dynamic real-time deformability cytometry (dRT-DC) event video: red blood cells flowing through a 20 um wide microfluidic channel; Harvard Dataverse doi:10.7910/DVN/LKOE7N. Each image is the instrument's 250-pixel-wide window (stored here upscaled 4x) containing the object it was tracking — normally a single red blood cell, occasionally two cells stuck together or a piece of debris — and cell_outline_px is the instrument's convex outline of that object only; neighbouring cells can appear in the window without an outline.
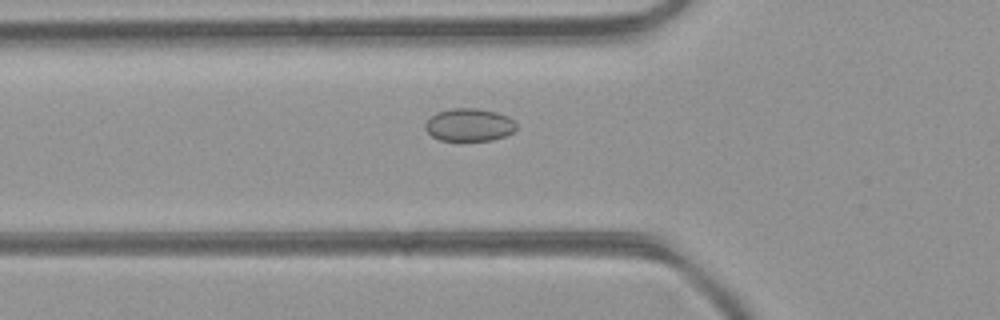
{"species": "common noctule bat (a hibernating species)", "species_latin": "Nyctalus noctula", "temperature_condition": "room temperature", "stored_images_in_passage": 37, "camera_frame_rate_fps": 3000, "um_per_image_px": 0.085, "animal": {"sex": "female", "body_mass_g": 21.9}, "frame": {"image": 1, "passage_image": 6, "time_ms": 1.667, "image_size_px": [1000, 320], "cell_outline_px": [[516, 128], [512, 132], [504, 136], [492, 140], [440, 140], [432, 136], [424, 128], [424, 124], [436, 112], [452, 108], [476, 108], [496, 112], [508, 116], [516, 124]], "centroid_in_image_um": [39.87, 10.6], "position_along_channel_um": 85.9, "area_um2": 17.28}}
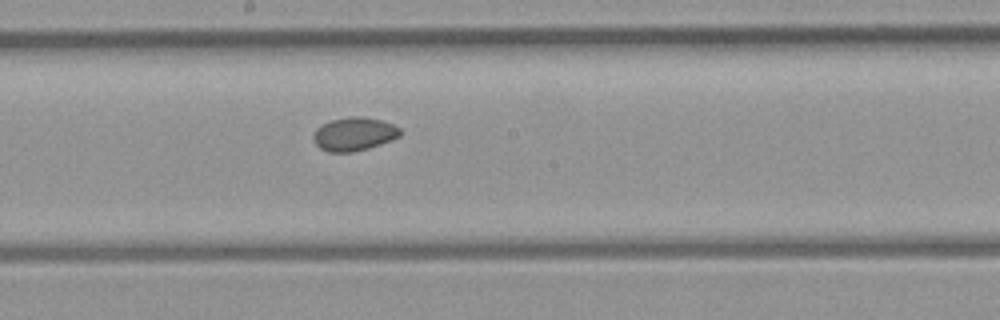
{"frame": {"image": 2, "passage_image": 15, "time_ms": 4.667, "image_size_px": [1000, 320], "cell_outline_px": [[404, 132], [400, 136], [392, 140], [368, 148], [352, 152], [328, 152], [320, 148], [316, 144], [312, 136], [316, 128], [320, 124], [332, 120], [348, 116], [360, 116], [380, 120], [392, 124], [400, 128]], "centroid_in_image_um": [30.09, 11.39], "position_along_channel_um": 218.1, "area_um2": 17.05}}
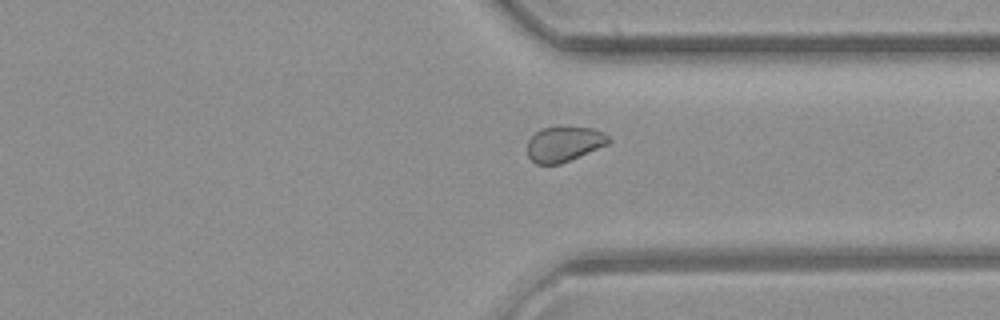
{"frame": {"image": 3, "passage_image": 25, "time_ms": 8.0, "image_size_px": [1000, 320], "cell_outline_px": [[612, 140], [608, 144], [560, 164], [536, 164], [528, 156], [528, 140], [536, 132], [544, 128], [592, 128], [604, 132]], "centroid_in_image_um": [47.96, 12.25], "position_along_channel_um": 363.4, "area_um2": 16.3}, "authors_computed_cell_mechanics": {"area_um2": 17.1088, "velocity_mm_per_s": 4.3766, "shape_relaxation_time_tau1_ms": null, "shape_relaxation_time_tau2_ms": 3.4323, "deformation_change_tau1": null, "deformation_change_tau2": 0.0524}}